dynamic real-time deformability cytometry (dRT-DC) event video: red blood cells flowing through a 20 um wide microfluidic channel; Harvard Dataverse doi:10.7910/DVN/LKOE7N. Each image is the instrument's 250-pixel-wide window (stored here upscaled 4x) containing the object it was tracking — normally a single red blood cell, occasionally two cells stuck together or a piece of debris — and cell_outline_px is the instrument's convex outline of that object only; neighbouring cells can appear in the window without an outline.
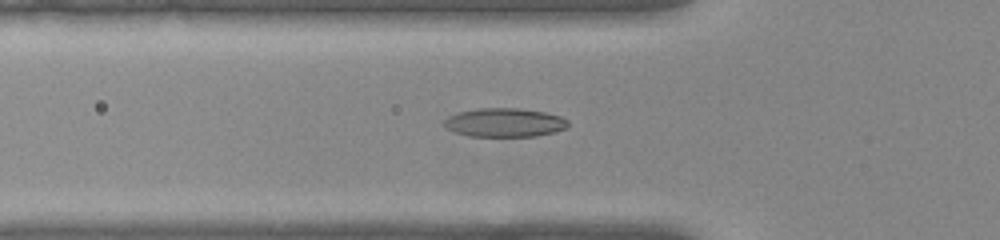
{"species": "common noctule bat (a hibernating species)", "species_latin": "Nyctalus noctula", "temperature_condition": "warm", "stored_images_in_passage": 54, "segment_of_instrument_passage": [1, 2], "camera_frame_rate_fps": 3000, "um_per_image_px": 0.085, "animal": {"sex": "female", "body_mass_g": 22.0, "forearm_length_mm": 56.7}, "frame": {"image": 1, "passage_image": 18, "time_ms": 5.667, "image_size_px": [1000, 240], "cell_outline_px": [[568, 128], [536, 136], [472, 136], [456, 132], [448, 128], [444, 124], [444, 120], [448, 116], [460, 112], [480, 108], [516, 108], [544, 112], [560, 116], [568, 120]], "centroid_in_image_um": [42.92, 10.41], "position_along_channel_um": 82.9, "area_um2": 20.52}}
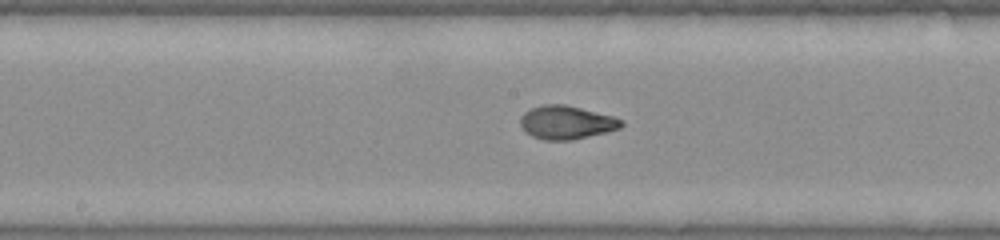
{"frame": {"image": 2, "passage_image": 27, "time_ms": 8.667, "image_size_px": [1000, 240], "cell_outline_px": [[624, 124], [620, 128], [572, 140], [544, 140], [532, 136], [520, 124], [520, 116], [524, 112], [532, 108], [544, 104], [564, 104], [612, 116], [624, 120]], "centroid_in_image_um": [48.14, 10.4], "position_along_channel_um": 200.1, "area_um2": 19.42}}
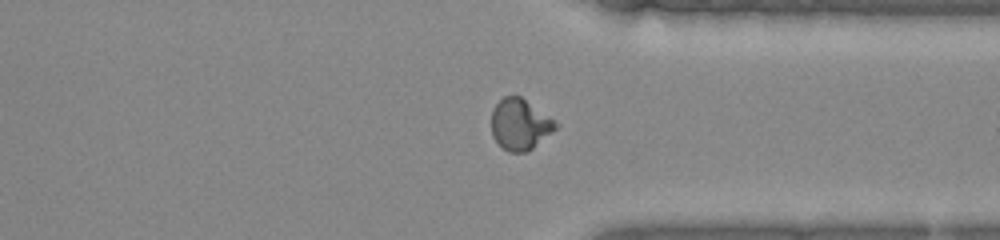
{"frame": {"image": 3, "passage_image": 40, "time_ms": 13.0, "image_size_px": [1000, 240], "cell_outline_px": [[560, 124], [552, 132], [532, 148], [524, 152], [508, 152], [492, 136], [492, 108], [504, 96], [520, 96]], "centroid_in_image_um": [44.19, 10.56], "position_along_channel_um": 367.2, "area_um2": 18.79}}